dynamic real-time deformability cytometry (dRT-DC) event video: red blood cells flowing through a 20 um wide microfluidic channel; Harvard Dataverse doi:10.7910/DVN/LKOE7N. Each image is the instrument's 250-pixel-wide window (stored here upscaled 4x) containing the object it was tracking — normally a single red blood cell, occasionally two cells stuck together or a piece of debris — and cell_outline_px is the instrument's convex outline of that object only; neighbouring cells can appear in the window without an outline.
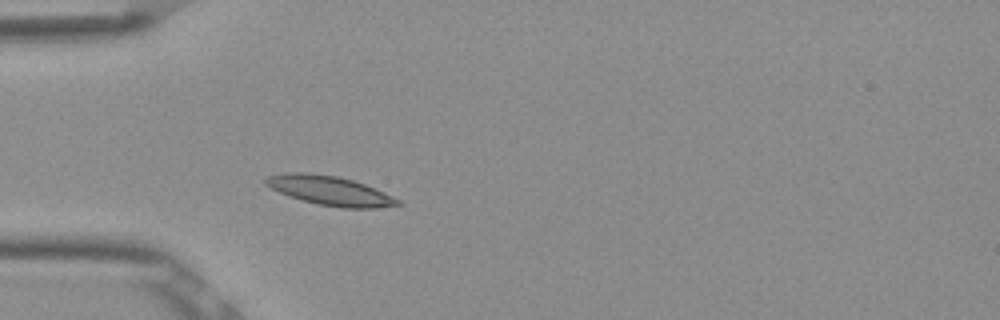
{"species": "Egyptian fruit bat (a non-hibernating species)", "species_latin": "Rousettus aegyptiacus", "temperature_condition": "room temperature", "stored_images_in_passage": 4, "camera_frame_rate_fps": 3000, "um_per_image_px": 0.085, "frame": {"image": 1, "passage_image": 4, "time_ms": 1.0, "image_size_px": [1000, 320], "cell_outline_px": [[400, 204], [376, 208], [340, 208], [300, 200], [280, 192], [264, 184], [264, 180], [268, 176], [288, 172], [308, 172], [336, 176], [352, 180], [364, 184], [392, 196], [400, 200]], "centroid_in_image_um": [28.01, 16.2], "position_along_channel_um": 57.0, "area_um2": 22.25}}